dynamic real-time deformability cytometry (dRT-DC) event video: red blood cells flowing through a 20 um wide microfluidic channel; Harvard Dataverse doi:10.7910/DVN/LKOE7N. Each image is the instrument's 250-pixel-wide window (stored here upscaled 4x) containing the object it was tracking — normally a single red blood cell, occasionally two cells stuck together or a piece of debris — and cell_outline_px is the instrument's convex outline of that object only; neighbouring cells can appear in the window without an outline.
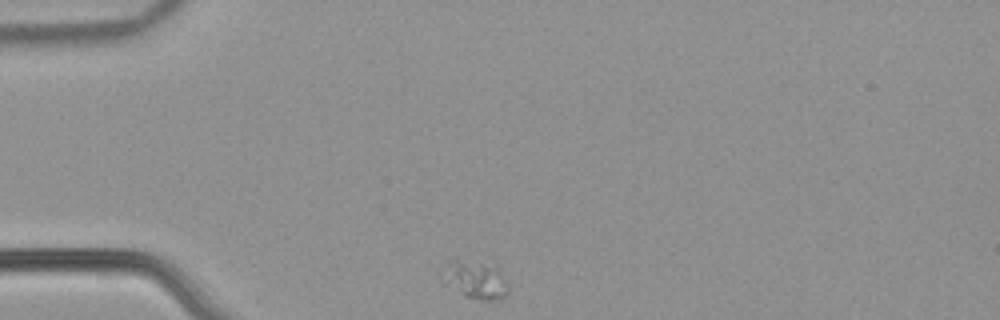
{"species": "common noctule bat (a hibernating species)", "species_latin": "Nyctalus noctula", "temperature_condition": "warm", "stored_images_in_passage": 33, "camera_frame_rate_fps": 3000, "um_per_image_px": 0.085, "animal": {"sex": "male", "body_mass_g": 21.5, "forearm_length_mm": 52.0}, "frame": {"image": 1, "passage_image": 1, "time_ms": 0.0, "image_size_px": [1000, 320], "cell_outline_px": [[508, 292], [504, 296], [496, 300], [484, 300], [464, 296], [444, 284], [440, 276], [448, 264], [452, 260], [460, 260], [496, 264], [500, 268], [508, 288]], "centroid_in_image_um": [40.41, 23.77], "position_along_channel_um": 44.6, "area_um2": 14.68}}
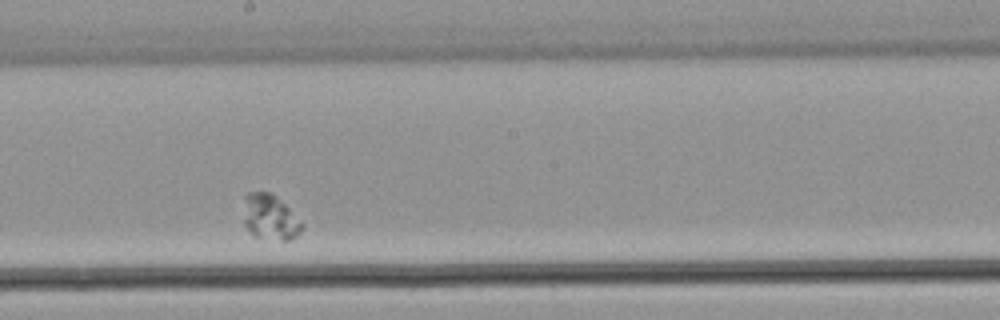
{"frame": {"image": 2, "passage_image": 19, "time_ms": 6.0, "image_size_px": [1000, 320], "cell_outline_px": [[304, 228], [296, 236], [288, 240], [284, 240], [256, 236], [244, 224], [244, 196], [248, 192], [272, 192], [304, 224]], "centroid_in_image_um": [22.96, 18.44], "position_along_channel_um": 225.2, "area_um2": 15.2}}
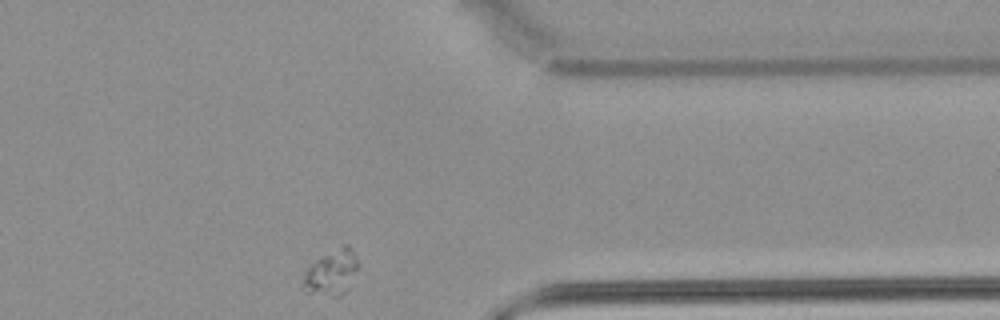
{"frame": {"image": 3, "passage_image": 33, "time_ms": 10.667, "image_size_px": [1000, 320], "cell_outline_px": [[356, 268], [348, 288], [340, 296], [332, 296], [308, 292], [304, 284], [304, 276], [308, 268], [316, 260], [344, 244], [348, 244], [352, 248], [356, 260]], "centroid_in_image_um": [28.19, 23.15], "position_along_channel_um": 383.2, "area_um2": 13.76}}